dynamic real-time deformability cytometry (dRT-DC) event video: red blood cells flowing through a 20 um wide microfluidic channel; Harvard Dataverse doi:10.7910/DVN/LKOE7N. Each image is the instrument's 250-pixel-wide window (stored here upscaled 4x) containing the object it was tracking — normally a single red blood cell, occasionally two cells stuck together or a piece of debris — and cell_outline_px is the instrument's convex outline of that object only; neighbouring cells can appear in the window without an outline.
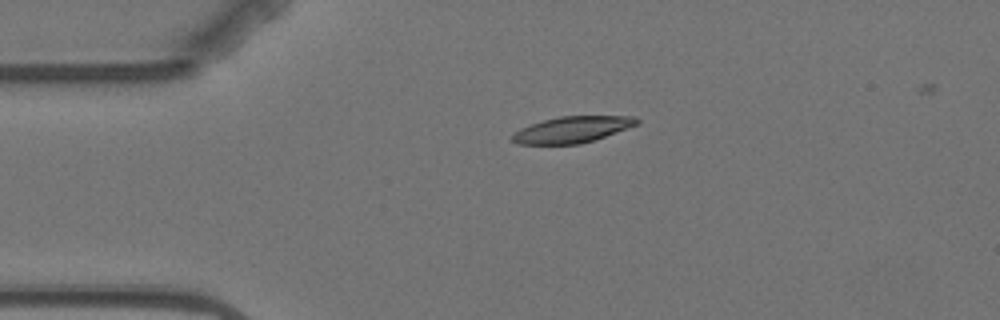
{"species": "Egyptian fruit bat (a non-hibernating species)", "species_latin": "Rousettus aegyptiacus", "temperature_condition": "warm", "stored_images_in_passage": 4, "camera_frame_rate_fps": 3000, "um_per_image_px": 0.085, "animal": {"sex": "female"}, "frame": {"image": 1, "passage_image": 1, "time_ms": 0.0, "image_size_px": [1000, 320], "cell_outline_px": [[640, 124], [580, 144], [516, 144], [512, 140], [512, 136], [520, 128], [544, 120], [560, 116], [636, 116], [640, 120]], "centroid_in_image_um": [48.67, 11.0], "position_along_channel_um": 36.3, "area_um2": 18.9}}
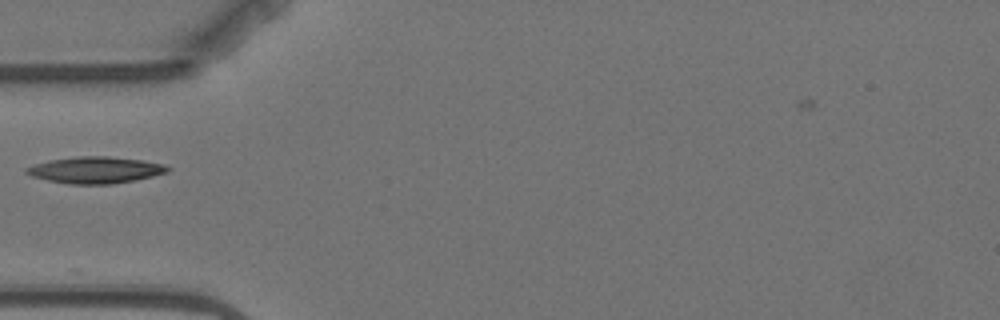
{"frame": {"image": 2, "passage_image": 2, "time_ms": 2.0, "image_size_px": [1000, 320], "cell_outline_px": [[172, 168], [168, 172], [136, 180], [112, 184], [68, 184], [48, 180], [32, 176], [24, 172], [24, 168], [48, 160], [76, 156], [108, 156], [140, 160], [164, 164]], "centroid_in_image_um": [8.11, 14.45], "position_along_channel_um": 76.9, "area_um2": 21.91}}
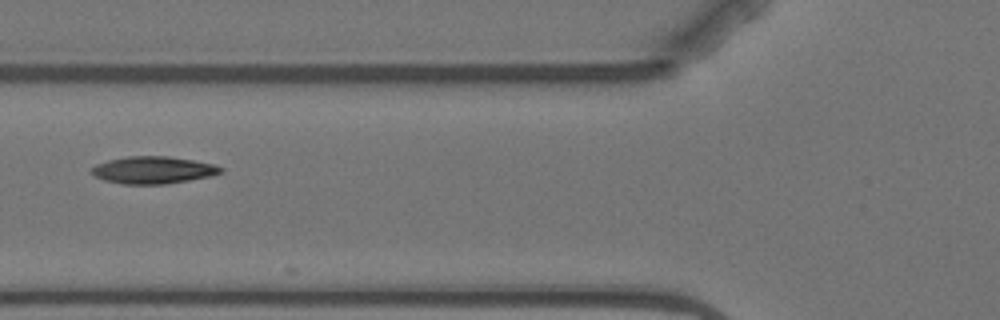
{"frame": {"image": 3, "passage_image": 3, "time_ms": 3.0, "image_size_px": [1000, 320], "cell_outline_px": [[224, 172], [212, 176], [164, 184], [124, 184], [104, 180], [88, 172], [96, 164], [108, 160], [128, 156], [168, 156], [192, 160], [212, 164], [224, 168]], "centroid_in_image_um": [13.01, 14.45], "position_along_channel_um": 112.8, "area_um2": 20.46}}